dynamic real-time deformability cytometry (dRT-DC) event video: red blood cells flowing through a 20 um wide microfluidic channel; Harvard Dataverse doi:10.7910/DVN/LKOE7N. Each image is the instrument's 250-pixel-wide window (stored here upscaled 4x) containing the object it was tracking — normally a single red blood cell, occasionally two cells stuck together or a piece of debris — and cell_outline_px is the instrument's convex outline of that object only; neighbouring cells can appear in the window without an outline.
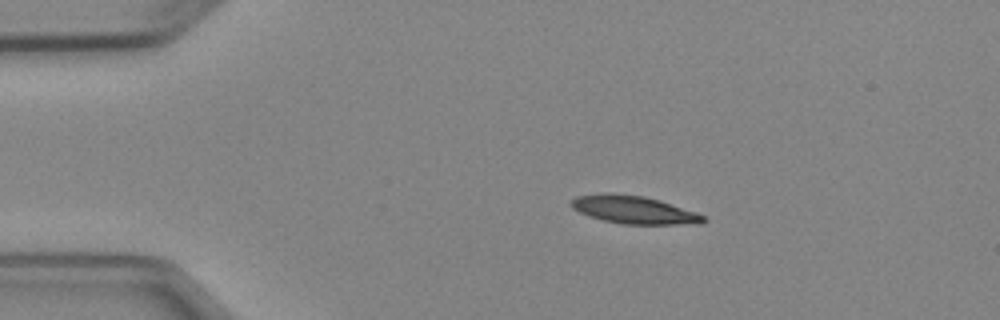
{"species": "Egyptian fruit bat (a non-hibernating species)", "species_latin": "Rousettus aegyptiacus", "temperature_condition": "cold", "stored_images_in_passage": 4, "camera_frame_rate_fps": 3000, "um_per_image_px": 0.085, "animal": {"sex": "female"}, "frame": {"image": 1, "passage_image": 2, "time_ms": 1.333, "image_size_px": [1000, 320], "cell_outline_px": [[708, 220], [700, 224], [620, 224], [588, 216], [572, 208], [568, 204], [576, 196], [604, 192], [612, 192], [644, 196], [660, 200], [696, 212], [704, 216]], "centroid_in_image_um": [53.86, 17.82], "position_along_channel_um": 31.1, "area_um2": 21.73}}
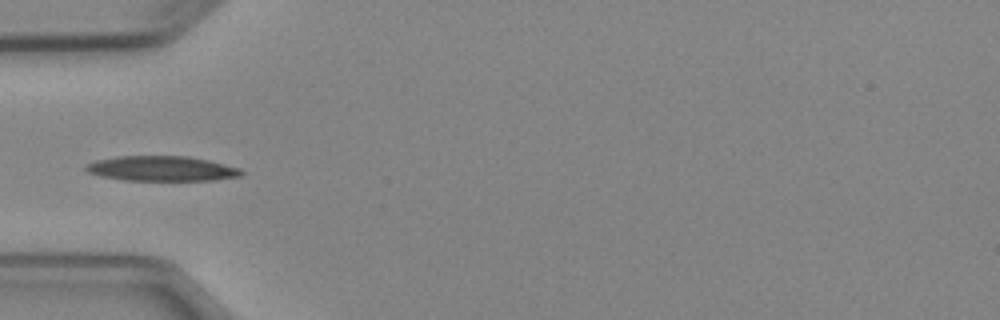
{"frame": {"image": 2, "passage_image": 4, "time_ms": 3.667, "image_size_px": [1000, 320], "cell_outline_px": [[244, 172], [240, 176], [212, 180], [124, 180], [100, 176], [88, 172], [84, 168], [88, 164], [96, 160], [116, 156], [188, 156], [208, 160], [240, 168]], "centroid_in_image_um": [13.73, 14.32], "position_along_channel_um": 71.3, "area_um2": 22.54}}